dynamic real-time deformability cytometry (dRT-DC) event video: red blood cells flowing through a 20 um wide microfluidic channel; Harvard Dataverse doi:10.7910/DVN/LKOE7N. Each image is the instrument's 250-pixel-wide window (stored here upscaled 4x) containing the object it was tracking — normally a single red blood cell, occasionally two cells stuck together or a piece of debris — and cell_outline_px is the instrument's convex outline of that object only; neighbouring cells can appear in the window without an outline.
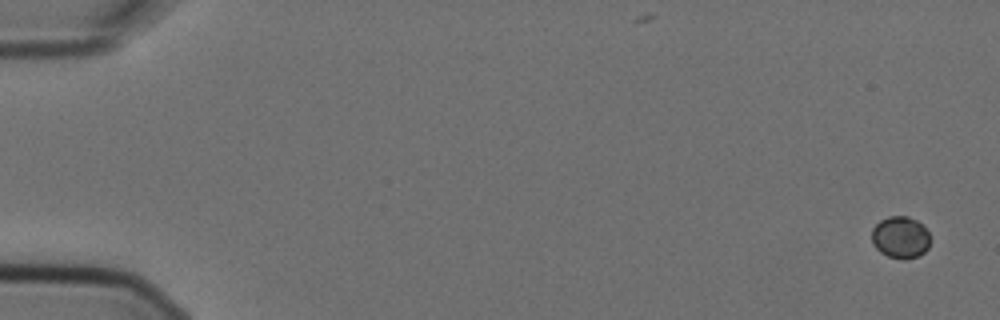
{"species": "Egyptian fruit bat (a non-hibernating species)", "species_latin": "Rousettus aegyptiacus", "temperature_condition": "cold", "stored_images_in_passage": 8, "camera_frame_rate_fps": 3000, "um_per_image_px": 0.085, "animal": {"sex": "female"}, "frame": {"image": 1, "passage_image": 1, "time_ms": 0.0, "image_size_px": [1000, 320], "cell_outline_px": [[932, 240], [928, 248], [920, 256], [888, 256], [880, 252], [872, 244], [872, 228], [880, 220], [888, 216], [908, 216], [916, 220], [928, 232]], "centroid_in_image_um": [76.54, 20.13], "position_along_channel_um": 8.5, "area_um2": 14.05}}
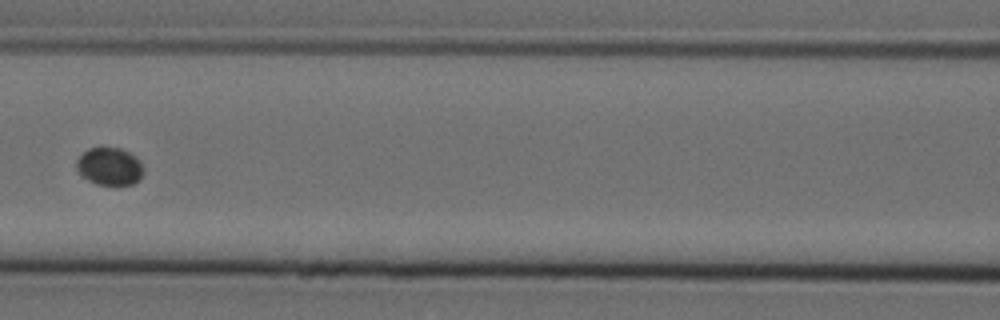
{"frame": {"image": 2, "passage_image": 8, "time_ms": 2.333, "image_size_px": [1000, 320], "cell_outline_px": [[144, 172], [132, 184], [120, 188], [116, 188], [96, 184], [88, 180], [76, 168], [76, 160], [88, 148], [100, 144], [120, 148], [136, 156], [140, 160], [144, 168]], "centroid_in_image_um": [9.32, 14.14], "position_along_channel_um": 157.3, "area_um2": 15.49}}